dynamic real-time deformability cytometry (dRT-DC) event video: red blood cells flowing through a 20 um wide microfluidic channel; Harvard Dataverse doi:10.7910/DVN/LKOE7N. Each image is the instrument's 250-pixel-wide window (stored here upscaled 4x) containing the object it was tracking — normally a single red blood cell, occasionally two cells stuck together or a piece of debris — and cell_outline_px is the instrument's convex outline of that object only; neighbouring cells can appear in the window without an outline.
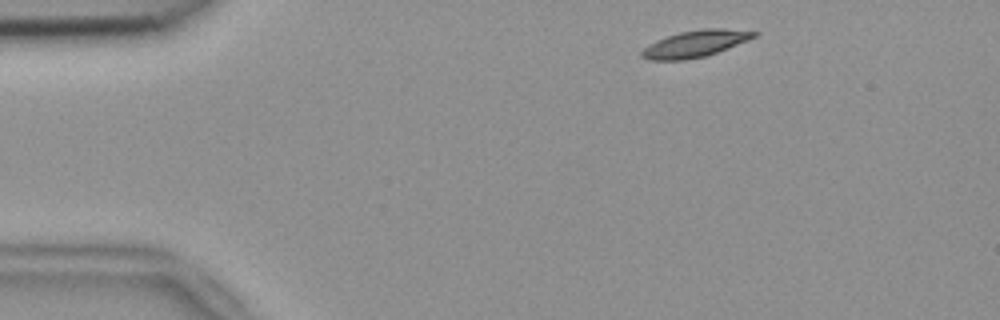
{"species": "common noctule bat (a hibernating species)", "species_latin": "Nyctalus noctula", "temperature_condition": "room temperature", "stored_images_in_passage": 47, "camera_frame_rate_fps": 3000, "um_per_image_px": 0.085, "animal": {"sex": "female", "body_mass_g": 18.4}, "frame": {"image": 1, "passage_image": 2, "time_ms": 0.333, "image_size_px": [1000, 320], "cell_outline_px": [[760, 32], [756, 36], [748, 40], [716, 52], [704, 56], [684, 60], [648, 60], [640, 56], [640, 52], [648, 44], [656, 40], [680, 32], [704, 28], [720, 28]], "centroid_in_image_um": [59.05, 3.71], "position_along_channel_um": 25.9, "area_um2": 17.28}}
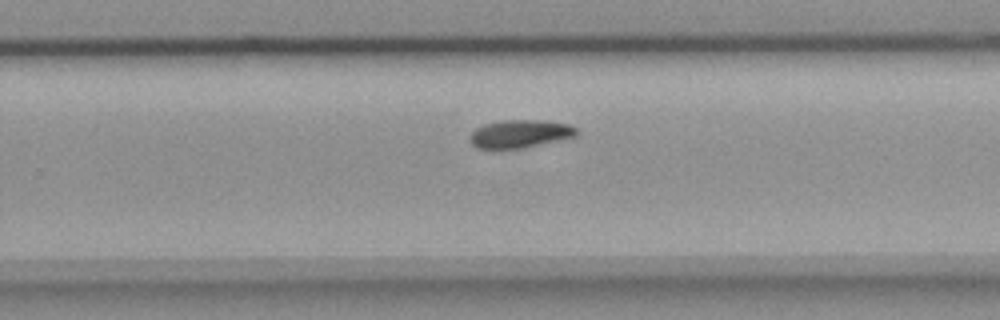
{"frame": {"image": 2, "passage_image": 28, "time_ms": 9.0, "image_size_px": [1000, 320], "cell_outline_px": [[580, 132], [576, 136], [524, 148], [500, 152], [492, 152], [476, 148], [472, 144], [472, 132], [476, 128], [484, 124], [504, 120], [544, 120], [568, 124], [576, 128]], "centroid_in_image_um": [44.17, 11.42], "position_along_channel_um": 285.6, "area_um2": 18.03}}
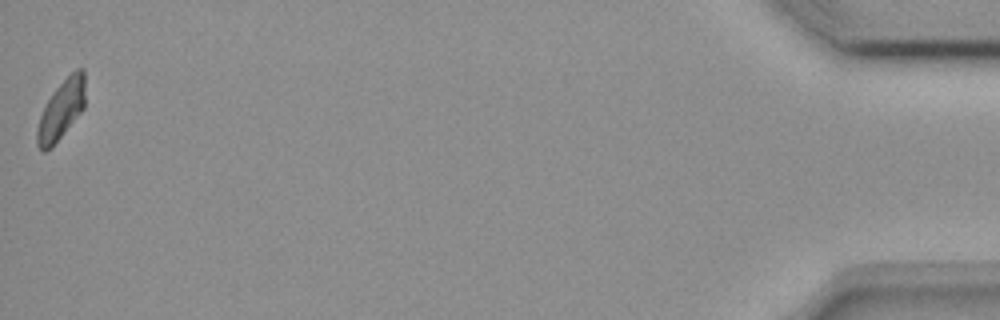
{"frame": {"image": 3, "passage_image": 47, "time_ms": 15.333, "image_size_px": [1000, 320], "cell_outline_px": [[84, 108], [52, 148], [44, 152], [36, 144], [36, 128], [40, 116], [52, 92], [76, 68], [84, 68]], "centroid_in_image_um": [5.19, 9.36], "position_along_channel_um": 430.0, "area_um2": 16.47}, "authors_computed_cell_mechanics": {"area_um2": 17.4556, "velocity_mm_per_s": 3.775, "shape_relaxation_time_tau1_ms": 5.322, "shape_relaxation_time_tau2_ms": null, "deformation_change_tau1": 0.1361, "deformation_change_tau2": null}}